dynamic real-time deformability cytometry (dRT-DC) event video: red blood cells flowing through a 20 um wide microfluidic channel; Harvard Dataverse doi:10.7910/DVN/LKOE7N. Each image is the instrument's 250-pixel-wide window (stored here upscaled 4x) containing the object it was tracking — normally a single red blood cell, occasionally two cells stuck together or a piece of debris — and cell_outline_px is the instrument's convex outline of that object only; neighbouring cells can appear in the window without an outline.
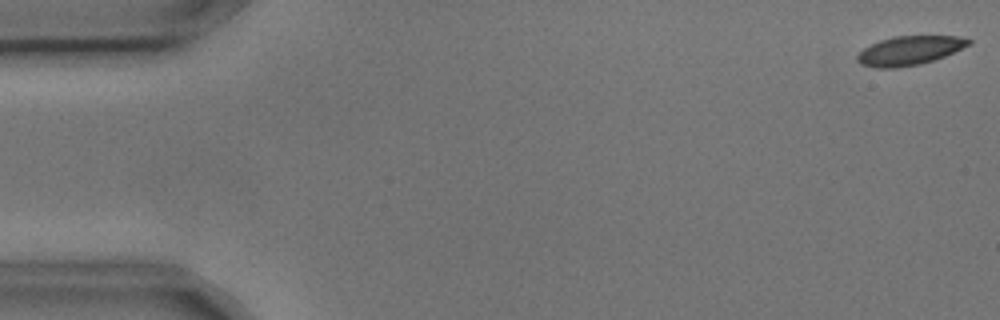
{"species": "common noctule bat (a hibernating species)", "species_latin": "Nyctalus noctula", "temperature_condition": "cold", "stored_images_in_passage": 5, "camera_frame_rate_fps": 3000, "um_per_image_px": 0.085, "animal": {"sex": "male", "body_mass_g": 17.9, "forearm_length_mm": 54.2}, "frame": {"image": 1, "passage_image": 1, "time_ms": 0.0, "image_size_px": [1000, 320], "cell_outline_px": [[972, 44], [944, 56], [920, 64], [896, 68], [876, 68], [860, 64], [856, 60], [856, 56], [864, 48], [880, 40], [896, 36], [956, 36], [972, 40]], "centroid_in_image_um": [77.29, 4.3], "position_along_channel_um": 7.7, "area_um2": 18.73}}